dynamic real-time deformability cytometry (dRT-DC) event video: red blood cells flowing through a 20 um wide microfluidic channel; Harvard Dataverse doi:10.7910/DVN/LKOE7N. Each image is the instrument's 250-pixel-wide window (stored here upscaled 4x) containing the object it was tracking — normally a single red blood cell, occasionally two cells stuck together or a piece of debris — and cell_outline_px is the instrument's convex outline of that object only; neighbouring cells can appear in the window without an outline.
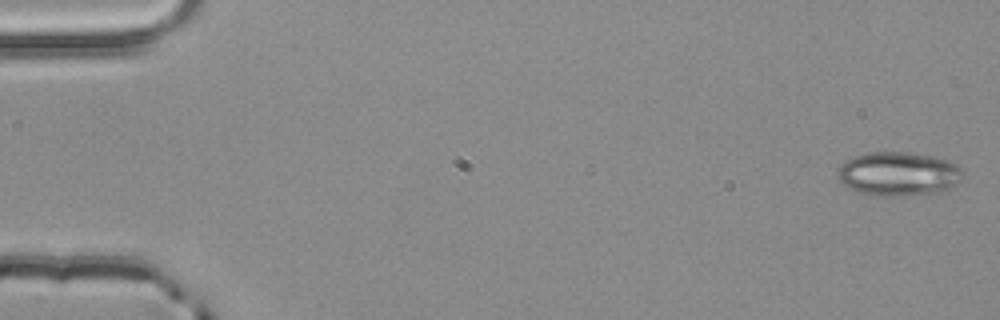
{"species": "common noctule bat (a hibernating species)", "species_latin": "Nyctalus noctula", "temperature_condition": "room temperature", "stored_images_in_passage": 4, "camera_frame_rate_fps": 3000, "um_per_image_px": 0.085, "animal": {"sex": "male", "body_mass_g": 20.4}, "frame": {"image": 1, "passage_image": 1, "time_ms": 0.0, "image_size_px": [1000, 320], "cell_outline_px": [[964, 172], [960, 180], [952, 188], [936, 192], [908, 196], [872, 196], [856, 192], [840, 184], [836, 176], [836, 168], [844, 160], [868, 152], [908, 152], [932, 156], [948, 160], [956, 164]], "centroid_in_image_um": [76.3, 14.79], "position_along_channel_um": 8.7, "area_um2": 32.77}}